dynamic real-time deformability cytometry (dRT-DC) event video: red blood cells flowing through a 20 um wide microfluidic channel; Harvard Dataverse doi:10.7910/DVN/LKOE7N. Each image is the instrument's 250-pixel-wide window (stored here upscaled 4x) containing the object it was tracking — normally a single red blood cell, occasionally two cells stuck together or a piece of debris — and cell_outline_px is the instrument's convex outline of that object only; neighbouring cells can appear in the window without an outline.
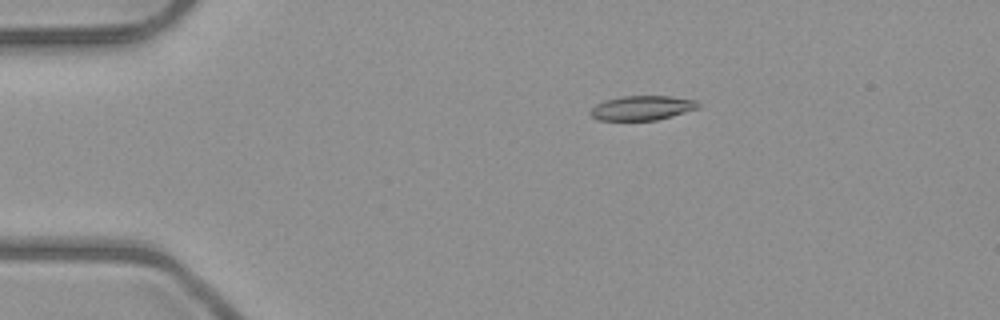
{"species": "common noctule bat (a hibernating species)", "species_latin": "Nyctalus noctula", "temperature_condition": "room temperature", "stored_images_in_passage": 3, "camera_frame_rate_fps": 3000, "um_per_image_px": 0.085, "animal": {"sex": "male", "body_mass_g": 23.1, "forearm_length_mm": 52.7}, "frame": {"image": 1, "passage_image": 1, "time_ms": 0.0, "image_size_px": [1000, 320], "cell_outline_px": [[700, 108], [672, 116], [656, 120], [600, 120], [592, 116], [588, 112], [596, 104], [604, 100], [624, 96], [672, 96], [696, 100], [700, 104]], "centroid_in_image_um": [54.6, 9.17], "position_along_channel_um": 30.4, "area_um2": 15.43}}